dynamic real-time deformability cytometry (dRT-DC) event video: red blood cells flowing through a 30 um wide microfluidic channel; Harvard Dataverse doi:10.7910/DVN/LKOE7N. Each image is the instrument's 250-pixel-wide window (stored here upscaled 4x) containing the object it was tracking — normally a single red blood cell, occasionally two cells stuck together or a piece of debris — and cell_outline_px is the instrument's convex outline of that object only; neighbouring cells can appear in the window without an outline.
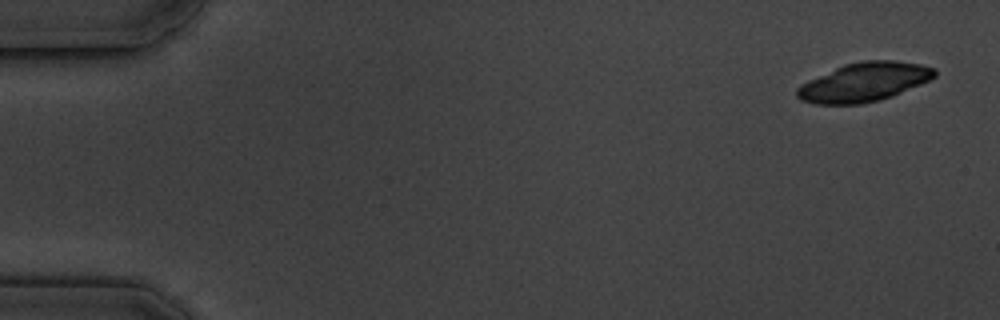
{"species": "common noctule bat (a hibernating species)", "species_latin": "Nyctalus noctula", "temperature_condition": "cold", "stored_images_in_passage": 6, "camera_frame_rate_fps": 3000, "um_per_image_px": 0.085, "animal": {"sex": "male", "body_mass_g": 19.5, "forearm_length_mm": 54.6}, "frame": {"image": 1, "passage_image": 1, "time_ms": 0.0, "image_size_px": [1000, 320], "cell_outline_px": [[936, 76], [920, 84], [892, 96], [880, 100], [860, 104], [816, 104], [800, 100], [796, 96], [796, 88], [800, 84], [808, 80], [844, 64], [864, 60], [896, 60], [920, 64], [936, 68]], "centroid_in_image_um": [73.43, 6.97], "position_along_channel_um": 11.6, "area_um2": 31.21}}